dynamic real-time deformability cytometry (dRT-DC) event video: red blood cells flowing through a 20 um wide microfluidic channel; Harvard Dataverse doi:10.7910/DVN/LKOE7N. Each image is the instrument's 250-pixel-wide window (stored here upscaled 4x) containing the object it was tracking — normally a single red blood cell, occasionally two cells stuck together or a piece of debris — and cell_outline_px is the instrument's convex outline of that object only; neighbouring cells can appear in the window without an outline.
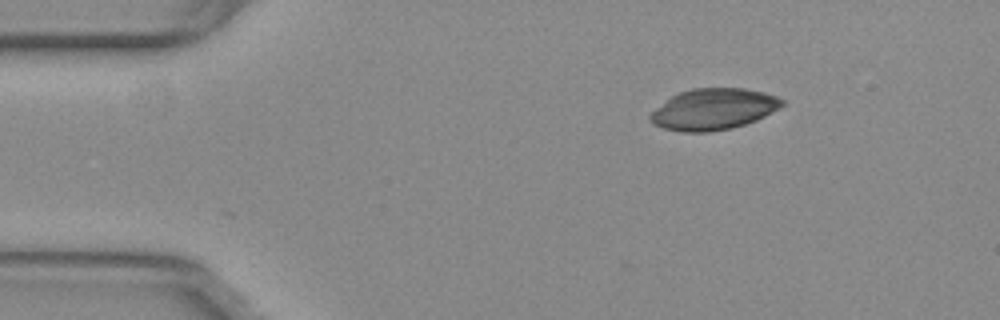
{"species": "common noctule bat (a hibernating species)", "species_latin": "Nyctalus noctula", "temperature_condition": "warm", "stored_images_in_passage": 3, "camera_frame_rate_fps": 3000, "um_per_image_px": 0.085, "animal": {"sex": "female", "body_mass_g": 29.2, "forearm_length_mm": 56.3}, "frame": {"image": 1, "passage_image": 1, "time_ms": 0.0, "image_size_px": [1000, 320], "cell_outline_px": [[784, 104], [780, 108], [756, 120], [732, 128], [708, 132], [684, 132], [664, 128], [652, 124], [648, 120], [648, 116], [656, 108], [672, 96], [680, 92], [692, 88], [744, 88], [764, 92], [776, 96], [784, 100]], "centroid_in_image_um": [60.64, 9.28], "position_along_channel_um": 24.4, "area_um2": 31.62}}